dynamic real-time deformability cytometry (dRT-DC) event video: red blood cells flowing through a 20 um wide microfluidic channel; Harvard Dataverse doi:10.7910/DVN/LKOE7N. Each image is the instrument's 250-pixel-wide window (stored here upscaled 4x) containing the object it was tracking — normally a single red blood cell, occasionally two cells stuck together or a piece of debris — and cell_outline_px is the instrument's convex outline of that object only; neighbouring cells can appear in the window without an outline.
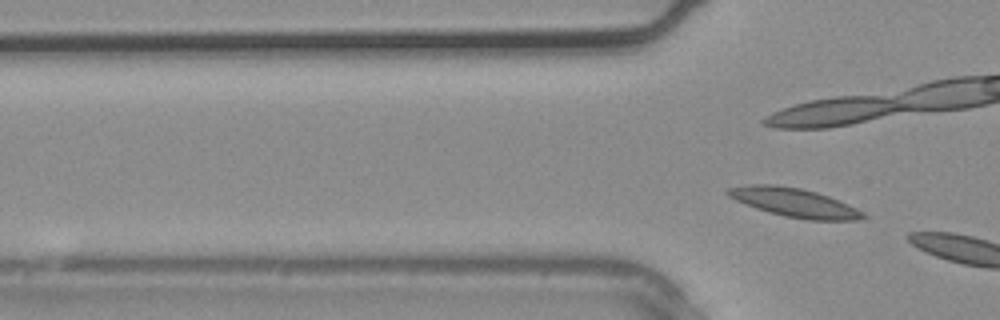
{"species": "common noctule bat (a hibernating species)", "species_latin": "Nyctalus noctula", "temperature_condition": "warm", "stored_images_in_passage": 4, "camera_frame_rate_fps": 3000, "um_per_image_px": 0.085, "animal": {"sex": "male", "body_mass_g": 20.4}, "frame": {"image": 1, "passage_image": 4, "time_ms": 1.0, "image_size_px": [1000, 320], "cell_outline_px": [[868, 216], [860, 220], [808, 220], [784, 216], [768, 212], [756, 208], [736, 200], [728, 196], [724, 192], [728, 188], [748, 184], [776, 184], [800, 188], [816, 192], [828, 196], [856, 208]], "centroid_in_image_um": [67.49, 17.21], "position_along_channel_um": 58.3, "area_um2": 22.66}}